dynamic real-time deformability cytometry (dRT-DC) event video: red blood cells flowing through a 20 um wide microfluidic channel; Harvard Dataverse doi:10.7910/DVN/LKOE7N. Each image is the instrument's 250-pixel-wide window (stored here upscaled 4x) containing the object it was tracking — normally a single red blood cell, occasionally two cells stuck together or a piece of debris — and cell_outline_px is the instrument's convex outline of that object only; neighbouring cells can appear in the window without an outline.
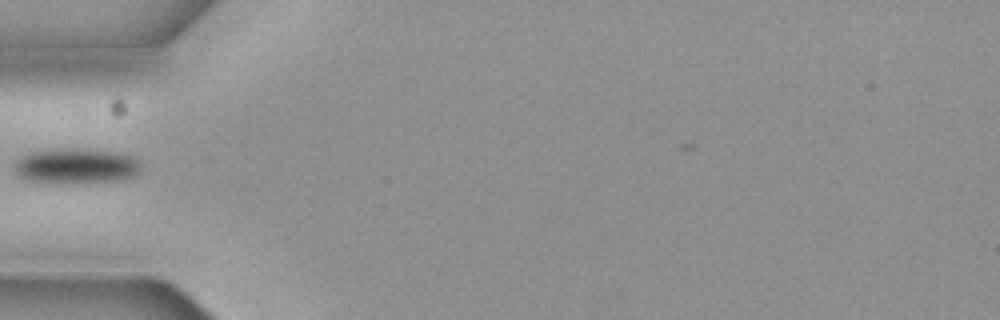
{"species": "common noctule bat (a hibernating species)", "species_latin": "Nyctalus noctula", "temperature_condition": "cold", "stored_images_in_passage": 5, "camera_frame_rate_fps": 3000, "um_per_image_px": 0.085, "animal": {"sex": "female", "body_mass_g": 19.3, "forearm_length_mm": 54.1}, "frame": {"image": 1, "passage_image": 4, "time_ms": 1.0, "image_size_px": [1000, 320], "cell_outline_px": [[140, 168], [132, 176], [116, 180], [32, 180], [20, 176], [16, 172], [16, 160], [32, 152], [112, 152], [132, 156], [140, 164]], "centroid_in_image_um": [6.51, 14.12], "position_along_channel_um": 78.5, "area_um2": 22.83}}
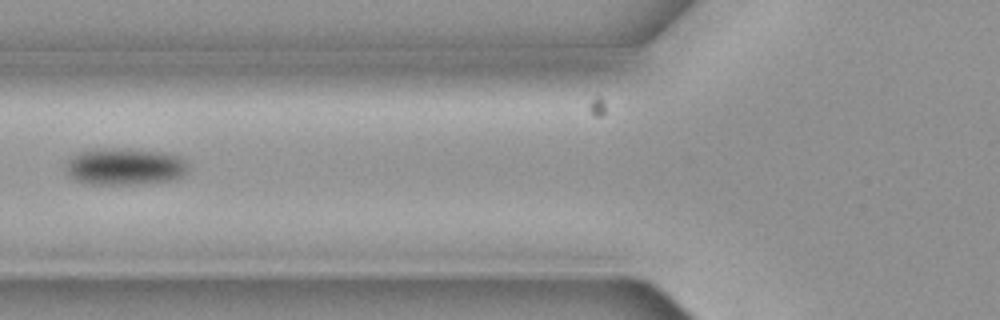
{"frame": {"image": 2, "passage_image": 5, "time_ms": 1.333, "image_size_px": [1000, 320], "cell_outline_px": [[188, 168], [180, 176], [172, 180], [136, 184], [88, 184], [76, 180], [68, 176], [64, 168], [64, 164], [76, 152], [100, 148], [116, 148], [164, 152], [180, 156], [188, 164]], "centroid_in_image_um": [10.54, 14.15], "position_along_channel_um": 115.3, "area_um2": 26.53}}